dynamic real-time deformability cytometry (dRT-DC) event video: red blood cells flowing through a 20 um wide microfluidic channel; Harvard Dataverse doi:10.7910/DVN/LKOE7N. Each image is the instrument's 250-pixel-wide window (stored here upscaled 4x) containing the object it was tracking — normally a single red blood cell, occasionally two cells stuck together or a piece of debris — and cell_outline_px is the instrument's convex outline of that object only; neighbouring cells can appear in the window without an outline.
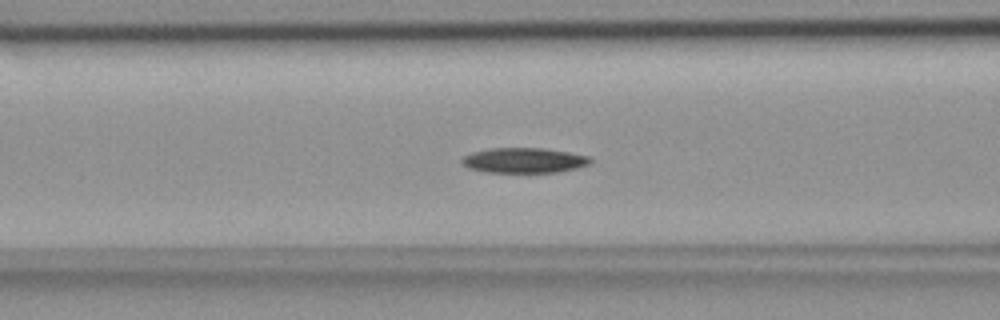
{"species": "common noctule bat (a hibernating species)", "species_latin": "Nyctalus noctula", "temperature_condition": "room temperature", "stored_images_in_passage": 37, "camera_frame_rate_fps": 3000, "um_per_image_px": 0.085, "animal": {"sex": "female", "body_mass_g": 18.4}, "frame": {"image": 1, "passage_image": 5, "time_ms": 1.333, "image_size_px": [1000, 320], "cell_outline_px": [[592, 164], [576, 168], [556, 172], [488, 172], [468, 168], [460, 164], [460, 160], [464, 156], [472, 152], [488, 148], [544, 148], [568, 152], [588, 156], [592, 160]], "centroid_in_image_um": [44.52, 13.62], "position_along_channel_um": 122.1, "area_um2": 18.9}}
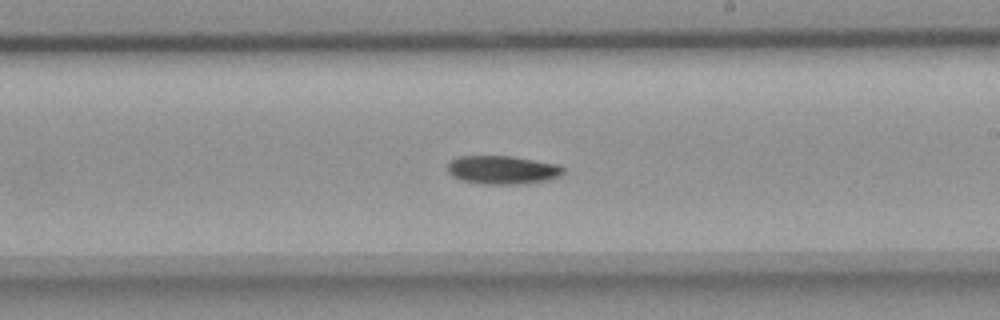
{"frame": {"image": 2, "passage_image": 15, "time_ms": 4.667, "image_size_px": [1000, 320], "cell_outline_px": [[564, 172], [560, 176], [548, 180], [520, 184], [484, 184], [460, 180], [452, 176], [448, 172], [448, 160], [456, 156], [512, 156], [560, 164], [564, 168]], "centroid_in_image_um": [42.7, 14.43], "position_along_channel_um": 246.3, "area_um2": 19.48}}
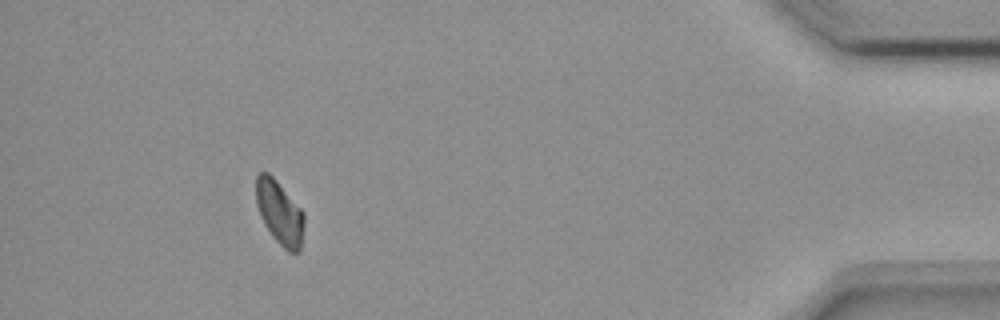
{"frame": {"image": 3, "passage_image": 33, "time_ms": 10.667, "image_size_px": [1000, 320], "cell_outline_px": [[304, 224], [300, 252], [288, 252], [272, 236], [264, 224], [260, 216], [256, 204], [256, 176], [260, 172], [268, 172], [276, 180], [304, 212]], "centroid_in_image_um": [23.76, 18.08], "position_along_channel_um": 411.4, "area_um2": 17.86}}